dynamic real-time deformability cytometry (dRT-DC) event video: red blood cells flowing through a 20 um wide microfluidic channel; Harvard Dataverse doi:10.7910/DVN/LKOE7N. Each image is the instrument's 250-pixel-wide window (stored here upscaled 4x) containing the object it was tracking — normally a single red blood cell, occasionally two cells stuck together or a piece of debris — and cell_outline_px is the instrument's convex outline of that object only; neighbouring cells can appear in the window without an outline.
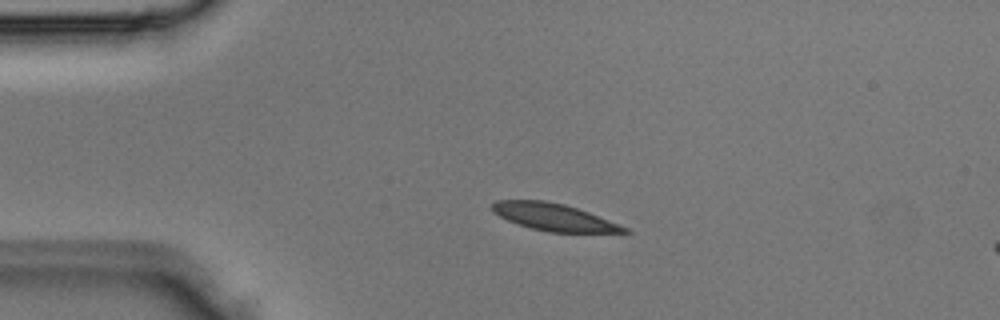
{"species": "Egyptian fruit bat (a non-hibernating species)", "species_latin": "Rousettus aegyptiacus", "temperature_condition": "room temperature", "stored_images_in_passage": 4, "camera_frame_rate_fps": 3000, "um_per_image_px": 0.085, "animal": {"sex": "male"}, "frame": {"image": 1, "passage_image": 2, "time_ms": 0.333, "image_size_px": [1000, 320], "cell_outline_px": [[632, 232], [548, 232], [532, 228], [508, 220], [492, 212], [492, 204], [496, 200], [544, 200], [564, 204], [588, 212], [628, 228]], "centroid_in_image_um": [47.05, 18.44], "position_along_channel_um": 38.0, "area_um2": 20.52}}